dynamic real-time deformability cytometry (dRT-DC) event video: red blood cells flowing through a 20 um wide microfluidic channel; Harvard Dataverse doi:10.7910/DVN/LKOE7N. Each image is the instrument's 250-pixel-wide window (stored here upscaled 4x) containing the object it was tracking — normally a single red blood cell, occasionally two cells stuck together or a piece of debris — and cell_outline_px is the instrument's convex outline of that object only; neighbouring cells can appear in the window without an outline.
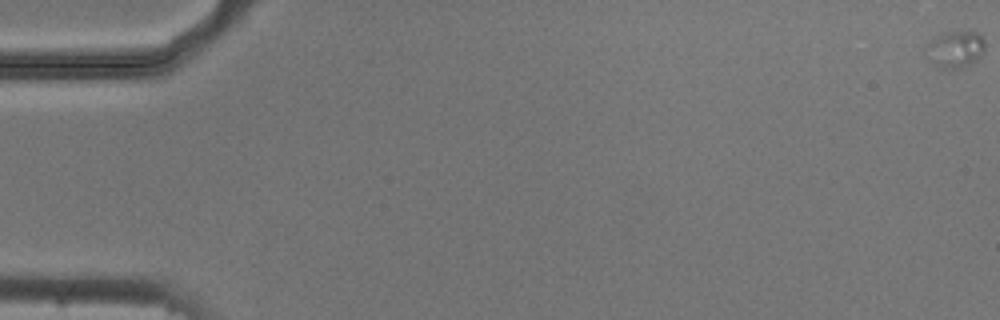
{"species": "common noctule bat (a hibernating species)", "species_latin": "Nyctalus noctula", "temperature_condition": "cold", "stored_images_in_passage": 13, "camera_frame_rate_fps": 3000, "um_per_image_px": 0.085, "animal": {"sex": "male", "body_mass_g": 20.5, "forearm_length_mm": 52.5}, "frame": {"image": 1, "passage_image": 1, "time_ms": 0.0, "image_size_px": [1000, 320], "cell_outline_px": [[984, 48], [980, 56], [976, 60], [960, 68], [936, 68], [924, 56], [928, 44], [932, 40], [944, 32], [980, 32], [984, 40]], "centroid_in_image_um": [81.16, 4.2], "position_along_channel_um": 3.8, "area_um2": 12.6}}